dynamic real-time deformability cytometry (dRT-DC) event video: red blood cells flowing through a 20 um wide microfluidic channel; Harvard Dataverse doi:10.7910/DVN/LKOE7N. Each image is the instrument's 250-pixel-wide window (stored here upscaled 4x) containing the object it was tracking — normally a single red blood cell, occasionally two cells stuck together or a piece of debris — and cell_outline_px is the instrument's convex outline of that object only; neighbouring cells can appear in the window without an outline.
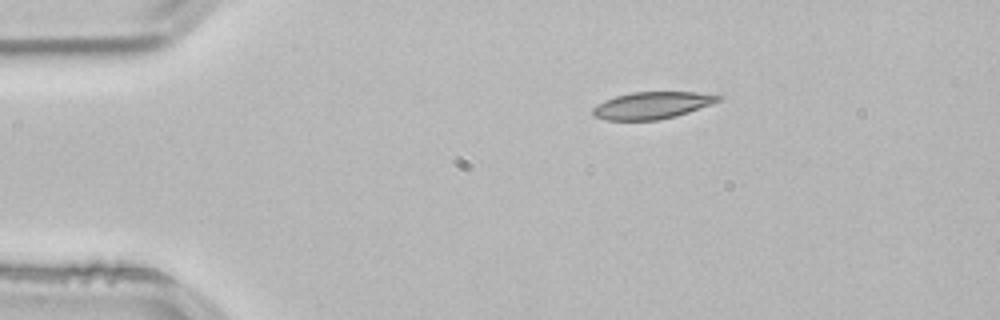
{"species": "common noctule bat (a hibernating species)", "species_latin": "Nyctalus noctula", "temperature_condition": "room temperature", "stored_images_in_passage": 44, "camera_frame_rate_fps": 3000, "um_per_image_px": 0.085, "animal": {"sex": "male", "body_mass_g": 21.5, "forearm_length_mm": 52.0}, "frame": {"image": 1, "passage_image": 1, "time_ms": 0.0, "image_size_px": [1000, 320], "cell_outline_px": [[724, 96], [720, 100], [688, 112], [676, 116], [656, 120], [608, 120], [592, 116], [592, 108], [604, 100], [616, 96], [632, 92], [696, 92]], "centroid_in_image_um": [55.39, 8.95], "position_along_channel_um": 29.6, "area_um2": 19.59}}
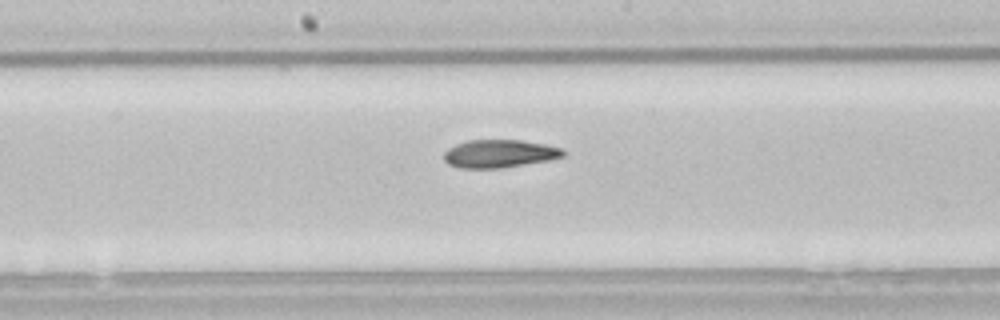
{"frame": {"image": 2, "passage_image": 19, "time_ms": 6.0, "image_size_px": [1000, 320], "cell_outline_px": [[564, 156], [548, 160], [500, 168], [460, 168], [448, 164], [444, 160], [444, 152], [448, 148], [456, 144], [468, 140], [520, 140], [548, 144], [564, 148]], "centroid_in_image_um": [42.45, 13.05], "position_along_channel_um": 205.7, "area_um2": 19.48}}
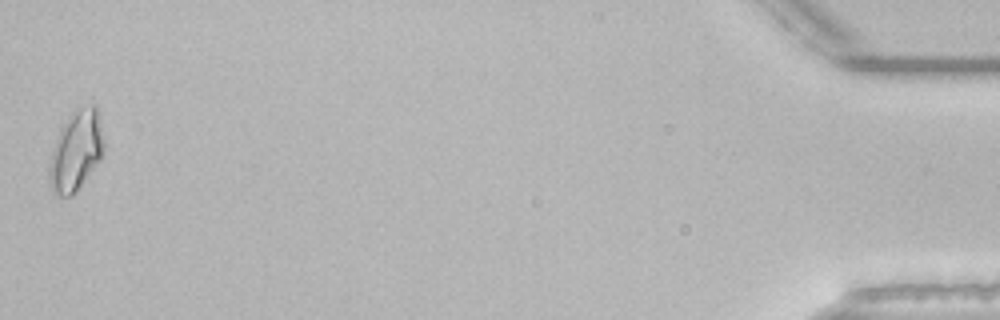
{"frame": {"image": 3, "passage_image": 44, "time_ms": 14.333, "image_size_px": [1000, 320], "cell_outline_px": [[104, 152], [100, 160], [76, 192], [72, 196], [60, 196], [52, 192], [48, 176], [48, 172], [52, 148], [56, 136], [60, 128], [68, 116], [76, 108], [92, 104], [96, 104], [100, 120], [104, 140]], "centroid_in_image_um": [6.46, 12.8], "position_along_channel_um": 428.7, "area_um2": 25.84}, "authors_computed_cell_mechanics": {"area_um2": 19.941, "velocity_mm_per_s": 3.8364, "shape_relaxation_time_tau1_ms": null, "shape_relaxation_time_tau2_ms": 4.3873, "deformation_change_tau1": null, "deformation_change_tau2": 0.105}}